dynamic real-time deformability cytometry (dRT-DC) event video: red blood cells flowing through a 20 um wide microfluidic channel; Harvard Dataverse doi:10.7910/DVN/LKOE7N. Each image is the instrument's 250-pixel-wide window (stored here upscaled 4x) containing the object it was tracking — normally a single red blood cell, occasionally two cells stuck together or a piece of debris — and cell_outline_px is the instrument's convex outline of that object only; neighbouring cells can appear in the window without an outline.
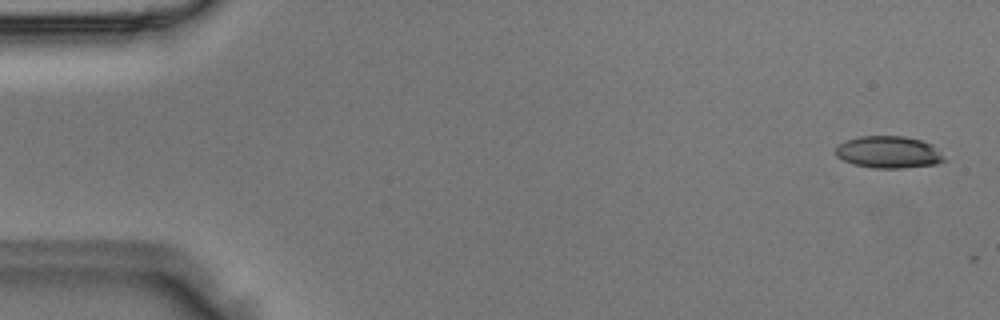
{"species": "Egyptian fruit bat (a non-hibernating species)", "species_latin": "Rousettus aegyptiacus", "temperature_condition": "room temperature", "stored_images_in_passage": 8, "camera_frame_rate_fps": 3000, "um_per_image_px": 0.085, "animal": {"sex": "male"}, "frame": {"image": 1, "passage_image": 1, "time_ms": 0.0, "image_size_px": [1000, 320], "cell_outline_px": [[948, 160], [936, 164], [904, 168], [876, 168], [852, 164], [836, 156], [836, 144], [844, 140], [860, 136], [904, 136], [920, 140], [932, 144]], "centroid_in_image_um": [75.52, 12.93], "position_along_channel_um": 9.5, "area_um2": 20.46}}